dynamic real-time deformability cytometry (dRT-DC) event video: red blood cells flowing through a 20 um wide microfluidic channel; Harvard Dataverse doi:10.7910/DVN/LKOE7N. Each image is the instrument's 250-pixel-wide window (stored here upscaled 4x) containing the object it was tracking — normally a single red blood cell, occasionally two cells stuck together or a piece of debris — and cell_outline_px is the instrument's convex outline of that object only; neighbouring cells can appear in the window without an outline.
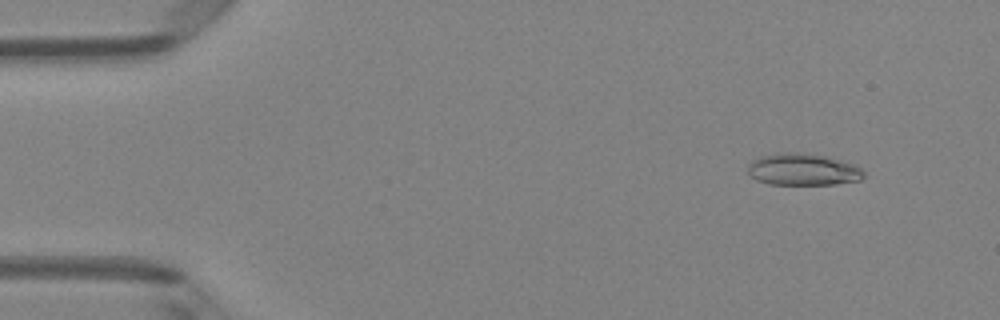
{"species": "Egyptian fruit bat (a non-hibernating species)", "species_latin": "Rousettus aegyptiacus", "temperature_condition": "room temperature", "stored_images_in_passage": 45, "camera_frame_rate_fps": 3000, "um_per_image_px": 0.085, "animal": {"sex": "female"}, "frame": {"image": 1, "passage_image": 1, "time_ms": 0.0, "image_size_px": [1000, 320], "cell_outline_px": [[864, 176], [860, 180], [836, 184], [768, 184], [756, 180], [748, 172], [748, 164], [752, 160], [760, 156], [784, 152], [804, 152], [824, 156], [856, 164], [864, 172]], "centroid_in_image_um": [68.25, 14.4], "position_along_channel_um": 16.8, "area_um2": 21.62}}
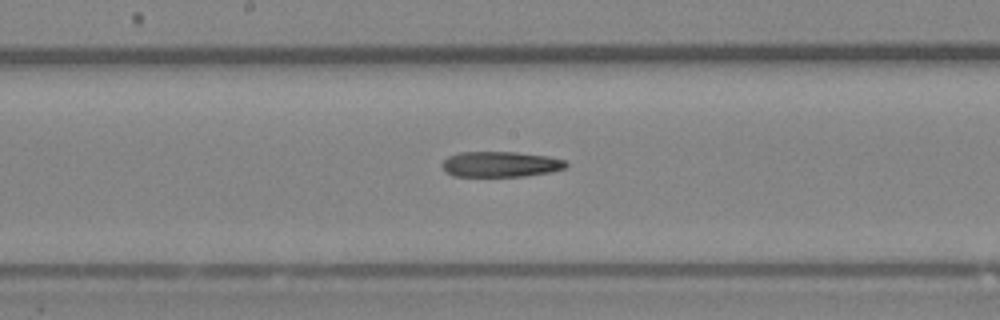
{"frame": {"image": 2, "passage_image": 22, "time_ms": 7.0, "image_size_px": [1000, 320], "cell_outline_px": [[568, 164], [564, 168], [552, 172], [524, 176], [452, 176], [444, 172], [440, 164], [448, 156], [460, 152], [516, 152], [548, 156], [564, 160]], "centroid_in_image_um": [42.5, 13.96], "position_along_channel_um": 205.7, "area_um2": 18.55}}
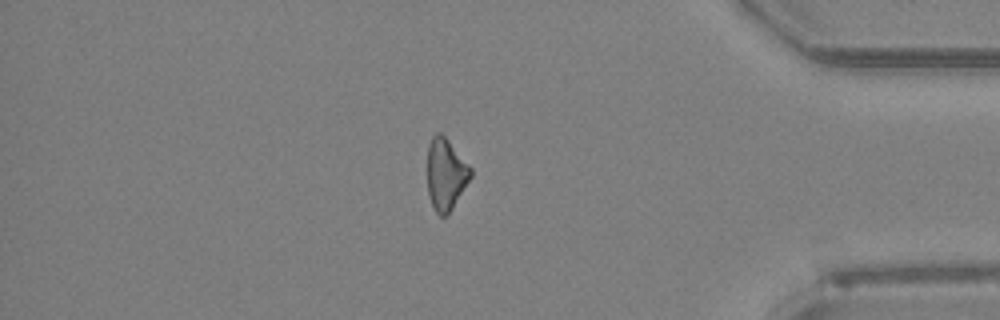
{"frame": {"image": 3, "passage_image": 38, "time_ms": 12.333, "image_size_px": [1000, 320], "cell_outline_px": [[472, 176], [452, 208], [444, 216], [440, 216], [436, 212], [432, 204], [428, 192], [428, 144], [432, 136], [436, 132], [440, 132], [448, 140], [472, 168]], "centroid_in_image_um": [37.89, 14.78], "position_along_channel_um": 397.3, "area_um2": 17.86}}